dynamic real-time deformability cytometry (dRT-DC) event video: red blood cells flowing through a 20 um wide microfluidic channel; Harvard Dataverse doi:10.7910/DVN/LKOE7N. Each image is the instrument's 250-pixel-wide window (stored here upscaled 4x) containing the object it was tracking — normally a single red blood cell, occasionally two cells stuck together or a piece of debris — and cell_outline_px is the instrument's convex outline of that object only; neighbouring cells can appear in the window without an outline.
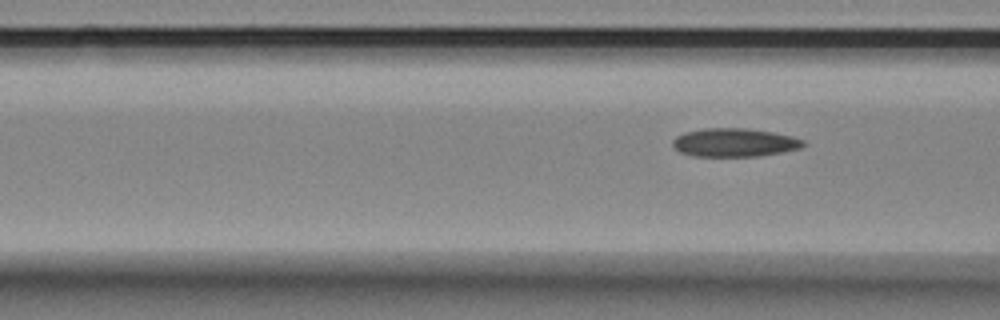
{"species": "Egyptian fruit bat (a non-hibernating species)", "species_latin": "Rousettus aegyptiacus", "temperature_condition": "room temperature", "stored_images_in_passage": 6, "camera_frame_rate_fps": 3000, "um_per_image_px": 0.085, "animal": {"sex": "female"}, "frame": {"image": 1, "passage_image": 6, "time_ms": 6.333, "image_size_px": [1000, 320], "cell_outline_px": [[808, 144], [800, 148], [784, 152], [760, 156], [692, 156], [680, 152], [672, 144], [672, 140], [676, 136], [684, 132], [704, 128], [744, 128], [772, 132], [792, 136], [804, 140]], "centroid_in_image_um": [62.45, 12.11], "position_along_channel_um": 104.2, "area_um2": 21.79}}